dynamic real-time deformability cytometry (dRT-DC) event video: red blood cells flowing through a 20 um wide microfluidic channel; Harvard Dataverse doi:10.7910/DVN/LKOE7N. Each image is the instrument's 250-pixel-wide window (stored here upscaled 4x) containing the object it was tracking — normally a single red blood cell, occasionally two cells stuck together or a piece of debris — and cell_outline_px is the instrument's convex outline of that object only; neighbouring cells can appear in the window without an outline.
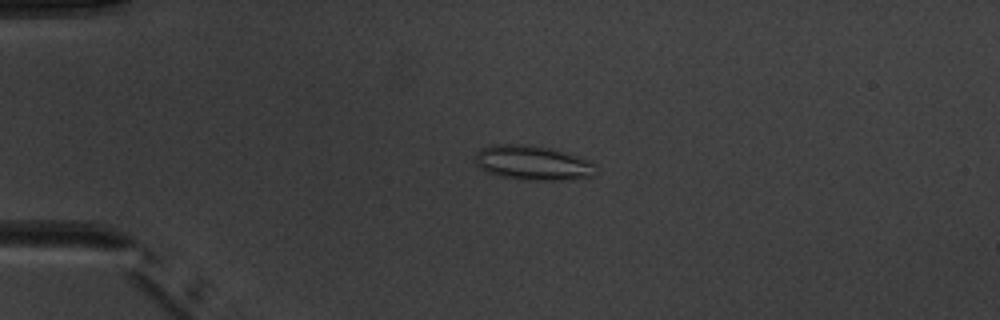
{"species": "common noctule bat (a hibernating species)", "species_latin": "Nyctalus noctula", "temperature_condition": "warm", "stored_images_in_passage": 6, "camera_frame_rate_fps": 3000, "um_per_image_px": 0.085, "animal": {"sex": "male", "body_mass_g": 20.1, "forearm_length_mm": 53.5}, "frame": {"image": 1, "passage_image": 4, "time_ms": 3.333, "image_size_px": [1000, 320], "cell_outline_px": [[596, 176], [572, 180], [528, 180], [500, 176], [488, 172], [480, 168], [476, 164], [476, 152], [480, 148], [492, 144], [528, 144], [552, 148], [588, 160], [596, 164]], "centroid_in_image_um": [45.31, 13.84], "position_along_channel_um": 39.7, "area_um2": 24.62}}
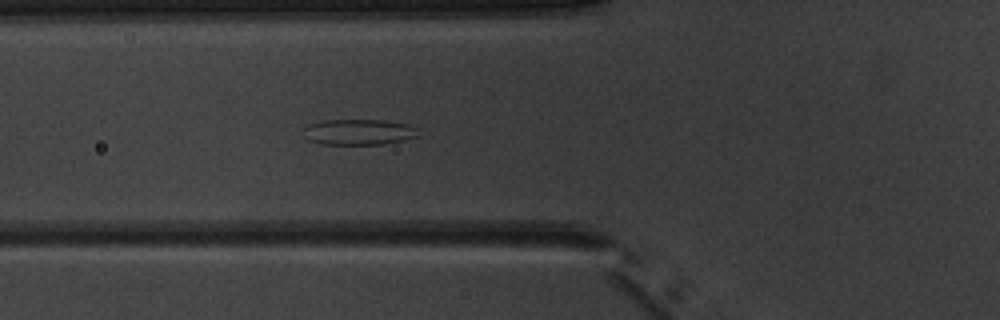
{"frame": {"image": 2, "passage_image": 6, "time_ms": 5.667, "image_size_px": [1000, 320], "cell_outline_px": [[420, 136], [404, 140], [384, 144], [320, 144], [308, 140], [304, 136], [304, 128], [308, 124], [324, 120], [384, 120], [408, 124], [416, 128]], "centroid_in_image_um": [30.49, 11.22], "position_along_channel_um": 95.3, "area_um2": 17.34}}